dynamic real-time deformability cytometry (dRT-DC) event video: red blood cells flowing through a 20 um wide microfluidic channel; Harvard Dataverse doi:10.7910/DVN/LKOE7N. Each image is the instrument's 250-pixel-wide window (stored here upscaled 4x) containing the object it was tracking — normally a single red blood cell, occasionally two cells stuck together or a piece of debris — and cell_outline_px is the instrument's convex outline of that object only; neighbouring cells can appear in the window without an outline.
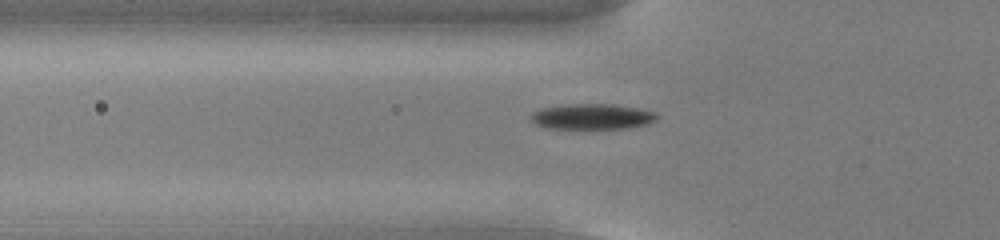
{"species": "common noctule bat (a hibernating species)", "species_latin": "Nyctalus noctula", "temperature_condition": "cold", "stored_images_in_passage": 33, "camera_frame_rate_fps": 3000, "um_per_image_px": 0.085, "animal": {"sex": "male", "body_mass_g": 13.0, "forearm_length_mm": 53.1}, "frame": {"image": 1, "passage_image": 4, "time_ms": 1.0, "image_size_px": [1000, 240], "cell_outline_px": [[660, 116], [656, 120], [648, 124], [628, 128], [548, 128], [536, 124], [532, 120], [532, 112], [540, 108], [568, 104], [612, 104], [636, 108], [656, 112]], "centroid_in_image_um": [50.37, 9.9], "position_along_channel_um": 75.4, "area_um2": 18.67}}
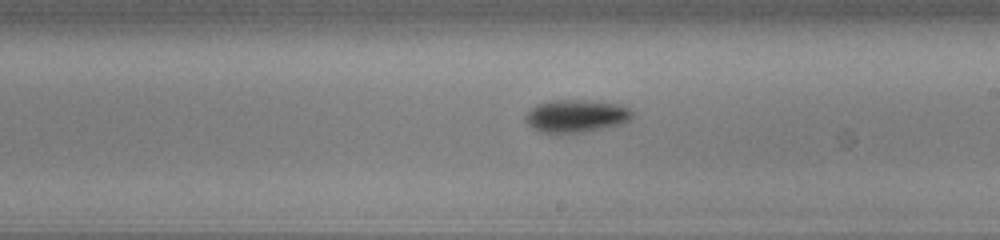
{"frame": {"image": 2, "passage_image": 17, "time_ms": 5.333, "image_size_px": [1000, 240], "cell_outline_px": [[632, 116], [628, 120], [620, 124], [604, 128], [584, 132], [540, 132], [532, 128], [524, 120], [524, 116], [536, 104], [552, 100], [584, 100], [616, 104], [628, 108], [632, 112]], "centroid_in_image_um": [48.92, 9.86], "position_along_channel_um": 240.1, "area_um2": 20.06}}
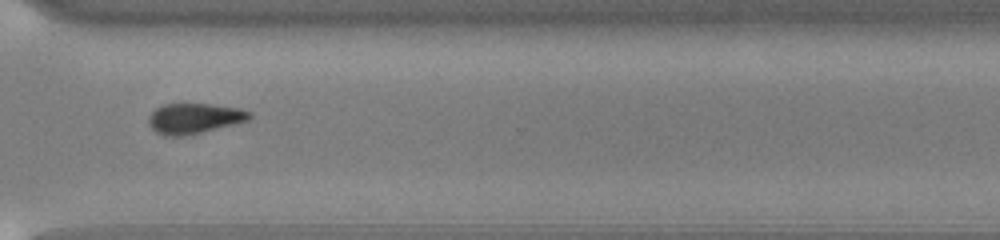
{"frame": {"image": 3, "passage_image": 26, "time_ms": 8.333, "image_size_px": [1000, 240], "cell_outline_px": [[252, 116], [248, 120], [200, 132], [180, 136], [164, 136], [156, 132], [148, 124], [148, 116], [156, 108], [164, 104], [208, 104], [240, 108], [252, 112]], "centroid_in_image_um": [16.48, 10.05], "position_along_channel_um": 354.1, "area_um2": 17.63}, "authors_computed_cell_mechanics": {"area_um2": 18.9006, "velocity_mm_per_s": 3.7998, "shape_relaxation_time_tau1_ms": 3.2427, "shape_relaxation_time_tau2_ms": null, "deformation_change_tau1": 0.1529, "deformation_change_tau2": null}}